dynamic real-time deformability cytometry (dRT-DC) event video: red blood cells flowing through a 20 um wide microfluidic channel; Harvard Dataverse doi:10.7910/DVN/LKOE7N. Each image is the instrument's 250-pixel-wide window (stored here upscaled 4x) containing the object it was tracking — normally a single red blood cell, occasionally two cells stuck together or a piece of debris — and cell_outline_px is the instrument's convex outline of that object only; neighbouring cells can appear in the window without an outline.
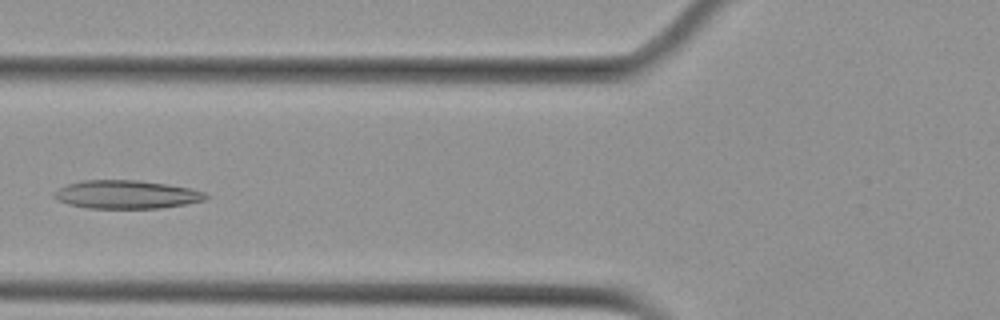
{"species": "Egyptian fruit bat (a non-hibernating species)", "species_latin": "Rousettus aegyptiacus", "temperature_condition": "cold", "stored_images_in_passage": 6, "camera_frame_rate_fps": 3000, "um_per_image_px": 0.085, "animal": {"sex": "female"}, "frame": {"image": 1, "passage_image": 6, "time_ms": 6.0, "image_size_px": [1000, 320], "cell_outline_px": [[208, 196], [204, 200], [184, 204], [160, 208], [88, 208], [68, 204], [56, 200], [52, 196], [52, 192], [68, 184], [84, 180], [136, 180], [168, 184], [192, 188], [204, 192]], "centroid_in_image_um": [10.72, 16.53], "position_along_channel_um": 115.1, "area_um2": 25.03}}